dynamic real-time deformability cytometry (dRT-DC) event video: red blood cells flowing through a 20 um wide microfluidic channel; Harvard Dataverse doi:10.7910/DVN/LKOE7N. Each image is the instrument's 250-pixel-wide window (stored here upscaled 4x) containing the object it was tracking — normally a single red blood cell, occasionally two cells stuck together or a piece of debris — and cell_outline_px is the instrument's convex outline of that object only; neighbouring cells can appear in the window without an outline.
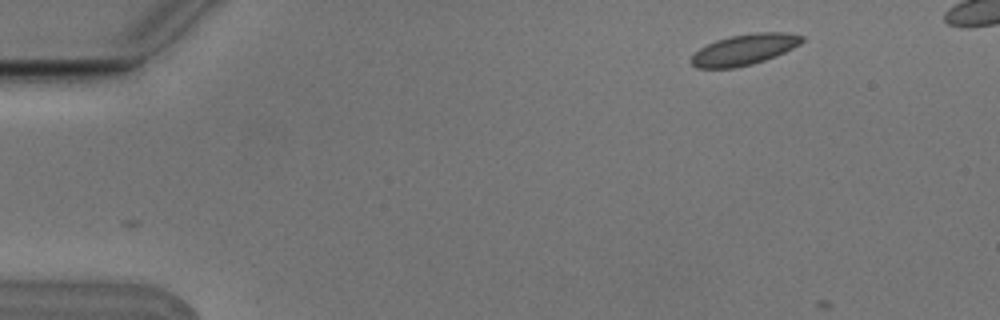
{"species": "Egyptian fruit bat (a non-hibernating species)", "species_latin": "Rousettus aegyptiacus", "temperature_condition": "cold", "stored_images_in_passage": 2, "camera_frame_rate_fps": 3000, "um_per_image_px": 0.085, "animal": {"sex": "male"}, "frame": {"image": 1, "passage_image": 2, "time_ms": 0.333, "image_size_px": [1000, 320], "cell_outline_px": [[804, 40], [800, 44], [784, 52], [764, 60], [752, 64], [732, 68], [696, 68], [688, 60], [700, 48], [716, 40], [728, 36], [756, 32], [788, 32], [804, 36]], "centroid_in_image_um": [63.26, 4.2], "position_along_channel_um": 21.7, "area_um2": 19.88}}